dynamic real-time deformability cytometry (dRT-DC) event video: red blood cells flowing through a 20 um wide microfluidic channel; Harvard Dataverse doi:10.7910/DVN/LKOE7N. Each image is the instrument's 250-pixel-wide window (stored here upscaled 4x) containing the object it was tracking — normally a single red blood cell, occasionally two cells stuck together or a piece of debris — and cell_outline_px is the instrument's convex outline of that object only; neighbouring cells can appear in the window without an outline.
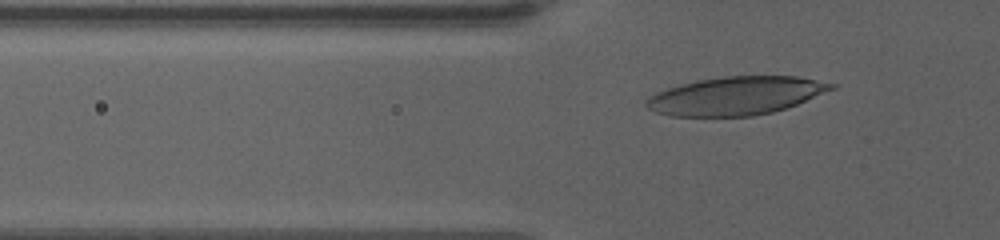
{"species": "human", "species_latin": "Homo sapiens", "temperature_condition": "warm", "stored_images_in_passage": 14, "camera_frame_rate_fps": 3000, "um_per_image_px": 0.085, "donor": {"sex": "female"}, "frame": {"image": 1, "passage_image": 10, "time_ms": 2.0, "image_size_px": [1000, 240], "cell_outline_px": [[836, 88], [796, 104], [772, 112], [752, 116], [668, 116], [656, 112], [648, 108], [644, 104], [656, 92], [680, 84], [696, 80], [724, 76], [796, 76], [836, 84]], "centroid_in_image_um": [62.54, 8.14], "position_along_channel_um": 63.3, "area_um2": 40.98}}